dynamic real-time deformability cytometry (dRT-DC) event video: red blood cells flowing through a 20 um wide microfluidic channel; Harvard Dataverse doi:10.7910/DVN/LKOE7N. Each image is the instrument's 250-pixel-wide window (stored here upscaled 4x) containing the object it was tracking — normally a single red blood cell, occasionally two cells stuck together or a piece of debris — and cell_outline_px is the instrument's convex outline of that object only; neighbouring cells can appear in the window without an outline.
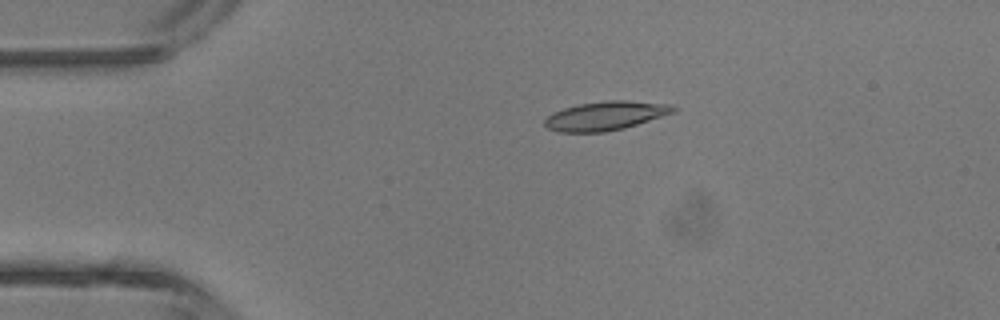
{"species": "common noctule bat (a hibernating species)", "species_latin": "Nyctalus noctula", "temperature_condition": "room temperature", "stored_images_in_passage": 4, "camera_frame_rate_fps": 3000, "um_per_image_px": 0.085, "animal": {"sex": "male", "body_mass_g": 13.3}, "frame": {"image": 1, "passage_image": 3, "time_ms": 2.333, "image_size_px": [1000, 320], "cell_outline_px": [[676, 112], [624, 128], [604, 132], [560, 132], [548, 128], [544, 124], [544, 120], [552, 112], [564, 108], [580, 104], [608, 100], [628, 100], [672, 104], [676, 108]], "centroid_in_image_um": [51.5, 9.83], "position_along_channel_um": 33.5, "area_um2": 21.68}}